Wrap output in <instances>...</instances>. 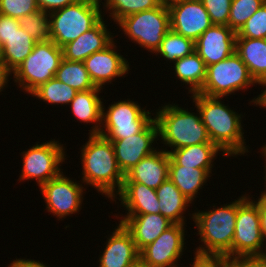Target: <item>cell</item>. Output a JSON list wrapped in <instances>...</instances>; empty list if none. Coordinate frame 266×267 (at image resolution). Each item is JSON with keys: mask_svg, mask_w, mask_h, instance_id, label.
Segmentation results:
<instances>
[{"mask_svg": "<svg viewBox=\"0 0 266 267\" xmlns=\"http://www.w3.org/2000/svg\"><path fill=\"white\" fill-rule=\"evenodd\" d=\"M191 97L211 142L222 150V156L236 157L249 152L242 130V114L225 106L222 97H210L198 92Z\"/></svg>", "mask_w": 266, "mask_h": 267, "instance_id": "6da1fadb", "label": "cell"}, {"mask_svg": "<svg viewBox=\"0 0 266 267\" xmlns=\"http://www.w3.org/2000/svg\"><path fill=\"white\" fill-rule=\"evenodd\" d=\"M81 148L82 182L115 201L125 175L120 170L110 140L100 134H89Z\"/></svg>", "mask_w": 266, "mask_h": 267, "instance_id": "7a4b0ae2", "label": "cell"}, {"mask_svg": "<svg viewBox=\"0 0 266 267\" xmlns=\"http://www.w3.org/2000/svg\"><path fill=\"white\" fill-rule=\"evenodd\" d=\"M214 207L212 210L192 213L191 218L203 244L197 246L194 254L230 258L237 217V200L217 208L214 204Z\"/></svg>", "mask_w": 266, "mask_h": 267, "instance_id": "3957f363", "label": "cell"}, {"mask_svg": "<svg viewBox=\"0 0 266 267\" xmlns=\"http://www.w3.org/2000/svg\"><path fill=\"white\" fill-rule=\"evenodd\" d=\"M161 107L154 116L158 125V137L170 149L212 143L198 109L196 114L173 103H165Z\"/></svg>", "mask_w": 266, "mask_h": 267, "instance_id": "277c9868", "label": "cell"}, {"mask_svg": "<svg viewBox=\"0 0 266 267\" xmlns=\"http://www.w3.org/2000/svg\"><path fill=\"white\" fill-rule=\"evenodd\" d=\"M101 2L102 0H78L49 13L51 41L62 48L95 27L104 19L100 9Z\"/></svg>", "mask_w": 266, "mask_h": 267, "instance_id": "5b68a950", "label": "cell"}, {"mask_svg": "<svg viewBox=\"0 0 266 267\" xmlns=\"http://www.w3.org/2000/svg\"><path fill=\"white\" fill-rule=\"evenodd\" d=\"M63 58V49L53 41L37 42L33 51L13 71L14 82L31 94L42 84L55 77Z\"/></svg>", "mask_w": 266, "mask_h": 267, "instance_id": "8992f818", "label": "cell"}, {"mask_svg": "<svg viewBox=\"0 0 266 267\" xmlns=\"http://www.w3.org/2000/svg\"><path fill=\"white\" fill-rule=\"evenodd\" d=\"M133 43L156 53L170 30V12L166 1L159 7L124 17L117 26Z\"/></svg>", "mask_w": 266, "mask_h": 267, "instance_id": "52a82bcc", "label": "cell"}, {"mask_svg": "<svg viewBox=\"0 0 266 267\" xmlns=\"http://www.w3.org/2000/svg\"><path fill=\"white\" fill-rule=\"evenodd\" d=\"M257 85L251 77L247 65L234 52L218 63L207 66L206 78L202 89L198 92L210 97H226L236 91L245 90Z\"/></svg>", "mask_w": 266, "mask_h": 267, "instance_id": "ba28073f", "label": "cell"}, {"mask_svg": "<svg viewBox=\"0 0 266 267\" xmlns=\"http://www.w3.org/2000/svg\"><path fill=\"white\" fill-rule=\"evenodd\" d=\"M153 114L130 99L114 102L106 111L102 104V124L99 134L108 140L131 137L140 133L154 119Z\"/></svg>", "mask_w": 266, "mask_h": 267, "instance_id": "9c48e42d", "label": "cell"}, {"mask_svg": "<svg viewBox=\"0 0 266 267\" xmlns=\"http://www.w3.org/2000/svg\"><path fill=\"white\" fill-rule=\"evenodd\" d=\"M264 240L261 232L258 205L250 196L237 198V217L232 240V257L264 255ZM265 250V251H263Z\"/></svg>", "mask_w": 266, "mask_h": 267, "instance_id": "30bf717a", "label": "cell"}, {"mask_svg": "<svg viewBox=\"0 0 266 267\" xmlns=\"http://www.w3.org/2000/svg\"><path fill=\"white\" fill-rule=\"evenodd\" d=\"M30 147L22 153L21 180H36L39 187L62 173L61 164L66 160L65 147L55 139Z\"/></svg>", "mask_w": 266, "mask_h": 267, "instance_id": "8fae6325", "label": "cell"}, {"mask_svg": "<svg viewBox=\"0 0 266 267\" xmlns=\"http://www.w3.org/2000/svg\"><path fill=\"white\" fill-rule=\"evenodd\" d=\"M39 189L45 199L47 211L59 220L71 214H77L82 209L85 187L78 181L74 182L66 177L63 172L44 183Z\"/></svg>", "mask_w": 266, "mask_h": 267, "instance_id": "7c38bea8", "label": "cell"}, {"mask_svg": "<svg viewBox=\"0 0 266 267\" xmlns=\"http://www.w3.org/2000/svg\"><path fill=\"white\" fill-rule=\"evenodd\" d=\"M185 224H173L139 252L146 267H178L184 252ZM177 262V263H176Z\"/></svg>", "mask_w": 266, "mask_h": 267, "instance_id": "4fadbf2b", "label": "cell"}, {"mask_svg": "<svg viewBox=\"0 0 266 267\" xmlns=\"http://www.w3.org/2000/svg\"><path fill=\"white\" fill-rule=\"evenodd\" d=\"M170 29L194 42L213 24L201 0H167Z\"/></svg>", "mask_w": 266, "mask_h": 267, "instance_id": "5bb4252c", "label": "cell"}, {"mask_svg": "<svg viewBox=\"0 0 266 267\" xmlns=\"http://www.w3.org/2000/svg\"><path fill=\"white\" fill-rule=\"evenodd\" d=\"M158 138V125L155 118L140 132L131 137L110 140L118 166L125 175L141 159L151 155L157 148L153 147Z\"/></svg>", "mask_w": 266, "mask_h": 267, "instance_id": "9a60e30c", "label": "cell"}, {"mask_svg": "<svg viewBox=\"0 0 266 267\" xmlns=\"http://www.w3.org/2000/svg\"><path fill=\"white\" fill-rule=\"evenodd\" d=\"M115 44L113 40L106 48L93 53L83 61L96 87L103 88L105 83L112 84L113 79L128 74L129 62L117 52Z\"/></svg>", "mask_w": 266, "mask_h": 267, "instance_id": "2e32d148", "label": "cell"}, {"mask_svg": "<svg viewBox=\"0 0 266 267\" xmlns=\"http://www.w3.org/2000/svg\"><path fill=\"white\" fill-rule=\"evenodd\" d=\"M235 48L236 33L226 25L213 24L195 41V51L206 66L225 60Z\"/></svg>", "mask_w": 266, "mask_h": 267, "instance_id": "e0dca14e", "label": "cell"}, {"mask_svg": "<svg viewBox=\"0 0 266 267\" xmlns=\"http://www.w3.org/2000/svg\"><path fill=\"white\" fill-rule=\"evenodd\" d=\"M116 227L107 238L99 267H128L140 259L131 233L120 222Z\"/></svg>", "mask_w": 266, "mask_h": 267, "instance_id": "ac0fdd59", "label": "cell"}, {"mask_svg": "<svg viewBox=\"0 0 266 267\" xmlns=\"http://www.w3.org/2000/svg\"><path fill=\"white\" fill-rule=\"evenodd\" d=\"M121 217L120 223L131 233L139 252L174 224L160 213L126 214Z\"/></svg>", "mask_w": 266, "mask_h": 267, "instance_id": "d6986e66", "label": "cell"}, {"mask_svg": "<svg viewBox=\"0 0 266 267\" xmlns=\"http://www.w3.org/2000/svg\"><path fill=\"white\" fill-rule=\"evenodd\" d=\"M169 163V153L158 148L128 171L125 174L124 182H139L149 188L157 189L168 179Z\"/></svg>", "mask_w": 266, "mask_h": 267, "instance_id": "ffe728a7", "label": "cell"}, {"mask_svg": "<svg viewBox=\"0 0 266 267\" xmlns=\"http://www.w3.org/2000/svg\"><path fill=\"white\" fill-rule=\"evenodd\" d=\"M104 22L106 21L102 19L95 27L64 45L63 58L83 62L93 53L106 48L114 40V36Z\"/></svg>", "mask_w": 266, "mask_h": 267, "instance_id": "44dd1931", "label": "cell"}, {"mask_svg": "<svg viewBox=\"0 0 266 267\" xmlns=\"http://www.w3.org/2000/svg\"><path fill=\"white\" fill-rule=\"evenodd\" d=\"M118 200L127 214H158L159 200L156 189L139 182H124Z\"/></svg>", "mask_w": 266, "mask_h": 267, "instance_id": "7402d4cb", "label": "cell"}, {"mask_svg": "<svg viewBox=\"0 0 266 267\" xmlns=\"http://www.w3.org/2000/svg\"><path fill=\"white\" fill-rule=\"evenodd\" d=\"M235 52L247 65L251 77L257 84L266 80V38L236 37Z\"/></svg>", "mask_w": 266, "mask_h": 267, "instance_id": "603a6c76", "label": "cell"}, {"mask_svg": "<svg viewBox=\"0 0 266 267\" xmlns=\"http://www.w3.org/2000/svg\"><path fill=\"white\" fill-rule=\"evenodd\" d=\"M165 150L169 153V165L188 166L191 168L213 169L217 153L222 151L214 143H202L175 150Z\"/></svg>", "mask_w": 266, "mask_h": 267, "instance_id": "cb8c5ba5", "label": "cell"}, {"mask_svg": "<svg viewBox=\"0 0 266 267\" xmlns=\"http://www.w3.org/2000/svg\"><path fill=\"white\" fill-rule=\"evenodd\" d=\"M102 88L96 87L87 91H79L70 102L73 116L84 123H96L89 130V134H99L102 124V98L98 95Z\"/></svg>", "mask_w": 266, "mask_h": 267, "instance_id": "d4e9b609", "label": "cell"}, {"mask_svg": "<svg viewBox=\"0 0 266 267\" xmlns=\"http://www.w3.org/2000/svg\"><path fill=\"white\" fill-rule=\"evenodd\" d=\"M159 200V213L174 224H186L184 212L192 204L168 178L156 189Z\"/></svg>", "mask_w": 266, "mask_h": 267, "instance_id": "484cf974", "label": "cell"}, {"mask_svg": "<svg viewBox=\"0 0 266 267\" xmlns=\"http://www.w3.org/2000/svg\"><path fill=\"white\" fill-rule=\"evenodd\" d=\"M212 169L191 168L188 166L169 165L168 178L181 193L190 201L197 197L198 191L212 175Z\"/></svg>", "mask_w": 266, "mask_h": 267, "instance_id": "4316f807", "label": "cell"}, {"mask_svg": "<svg viewBox=\"0 0 266 267\" xmlns=\"http://www.w3.org/2000/svg\"><path fill=\"white\" fill-rule=\"evenodd\" d=\"M172 67L178 80L183 84L189 85L188 94L197 93L202 89L206 78L207 66L196 51L178 59Z\"/></svg>", "mask_w": 266, "mask_h": 267, "instance_id": "83f0119b", "label": "cell"}, {"mask_svg": "<svg viewBox=\"0 0 266 267\" xmlns=\"http://www.w3.org/2000/svg\"><path fill=\"white\" fill-rule=\"evenodd\" d=\"M36 43L23 28L19 27L3 44L2 60L14 71L33 51Z\"/></svg>", "mask_w": 266, "mask_h": 267, "instance_id": "f1b7e54d", "label": "cell"}, {"mask_svg": "<svg viewBox=\"0 0 266 267\" xmlns=\"http://www.w3.org/2000/svg\"><path fill=\"white\" fill-rule=\"evenodd\" d=\"M55 77L78 92L96 88L85 68L84 62L62 58Z\"/></svg>", "mask_w": 266, "mask_h": 267, "instance_id": "f546056e", "label": "cell"}, {"mask_svg": "<svg viewBox=\"0 0 266 267\" xmlns=\"http://www.w3.org/2000/svg\"><path fill=\"white\" fill-rule=\"evenodd\" d=\"M78 91L71 86L61 82L56 77L51 78L46 83L35 89L30 95L38 100L50 103L51 105H68L75 98Z\"/></svg>", "mask_w": 266, "mask_h": 267, "instance_id": "4dcf8cb0", "label": "cell"}, {"mask_svg": "<svg viewBox=\"0 0 266 267\" xmlns=\"http://www.w3.org/2000/svg\"><path fill=\"white\" fill-rule=\"evenodd\" d=\"M195 51V42L187 37L175 33L171 29L166 33L156 55H160L166 61L174 63ZM162 55V56H161Z\"/></svg>", "mask_w": 266, "mask_h": 267, "instance_id": "1f68e13d", "label": "cell"}, {"mask_svg": "<svg viewBox=\"0 0 266 267\" xmlns=\"http://www.w3.org/2000/svg\"><path fill=\"white\" fill-rule=\"evenodd\" d=\"M165 0H105L104 8L118 24L124 17L159 7Z\"/></svg>", "mask_w": 266, "mask_h": 267, "instance_id": "d6a6232c", "label": "cell"}, {"mask_svg": "<svg viewBox=\"0 0 266 267\" xmlns=\"http://www.w3.org/2000/svg\"><path fill=\"white\" fill-rule=\"evenodd\" d=\"M19 25L36 42H45L51 40L50 16L42 10L24 15L18 19Z\"/></svg>", "mask_w": 266, "mask_h": 267, "instance_id": "836d02e7", "label": "cell"}, {"mask_svg": "<svg viewBox=\"0 0 266 267\" xmlns=\"http://www.w3.org/2000/svg\"><path fill=\"white\" fill-rule=\"evenodd\" d=\"M266 0H232L228 26L237 33Z\"/></svg>", "mask_w": 266, "mask_h": 267, "instance_id": "e575fe53", "label": "cell"}, {"mask_svg": "<svg viewBox=\"0 0 266 267\" xmlns=\"http://www.w3.org/2000/svg\"><path fill=\"white\" fill-rule=\"evenodd\" d=\"M236 37L266 38V2L245 22Z\"/></svg>", "mask_w": 266, "mask_h": 267, "instance_id": "d590c367", "label": "cell"}, {"mask_svg": "<svg viewBox=\"0 0 266 267\" xmlns=\"http://www.w3.org/2000/svg\"><path fill=\"white\" fill-rule=\"evenodd\" d=\"M39 10L36 0H0V14L12 18H21L24 15Z\"/></svg>", "mask_w": 266, "mask_h": 267, "instance_id": "8d00e7d4", "label": "cell"}, {"mask_svg": "<svg viewBox=\"0 0 266 267\" xmlns=\"http://www.w3.org/2000/svg\"><path fill=\"white\" fill-rule=\"evenodd\" d=\"M232 0H201L212 24L228 26Z\"/></svg>", "mask_w": 266, "mask_h": 267, "instance_id": "74e56055", "label": "cell"}, {"mask_svg": "<svg viewBox=\"0 0 266 267\" xmlns=\"http://www.w3.org/2000/svg\"><path fill=\"white\" fill-rule=\"evenodd\" d=\"M229 267H266V254L228 258Z\"/></svg>", "mask_w": 266, "mask_h": 267, "instance_id": "f35d334b", "label": "cell"}, {"mask_svg": "<svg viewBox=\"0 0 266 267\" xmlns=\"http://www.w3.org/2000/svg\"><path fill=\"white\" fill-rule=\"evenodd\" d=\"M194 256L191 267H229L227 257Z\"/></svg>", "mask_w": 266, "mask_h": 267, "instance_id": "ab89813d", "label": "cell"}, {"mask_svg": "<svg viewBox=\"0 0 266 267\" xmlns=\"http://www.w3.org/2000/svg\"><path fill=\"white\" fill-rule=\"evenodd\" d=\"M19 27L20 25L17 18L0 14V40L2 44H4L6 39Z\"/></svg>", "mask_w": 266, "mask_h": 267, "instance_id": "60d3db41", "label": "cell"}, {"mask_svg": "<svg viewBox=\"0 0 266 267\" xmlns=\"http://www.w3.org/2000/svg\"><path fill=\"white\" fill-rule=\"evenodd\" d=\"M78 0H36L40 10L51 13L65 6L74 4Z\"/></svg>", "mask_w": 266, "mask_h": 267, "instance_id": "b9f144b4", "label": "cell"}, {"mask_svg": "<svg viewBox=\"0 0 266 267\" xmlns=\"http://www.w3.org/2000/svg\"><path fill=\"white\" fill-rule=\"evenodd\" d=\"M254 202L258 205L261 232H262L263 240L265 242L266 241V200L261 197H258V200Z\"/></svg>", "mask_w": 266, "mask_h": 267, "instance_id": "7bdbcfd3", "label": "cell"}, {"mask_svg": "<svg viewBox=\"0 0 266 267\" xmlns=\"http://www.w3.org/2000/svg\"><path fill=\"white\" fill-rule=\"evenodd\" d=\"M8 267H49L45 264H43V262L40 261H36L33 259H17L13 260L12 263L9 264Z\"/></svg>", "mask_w": 266, "mask_h": 267, "instance_id": "ee69618b", "label": "cell"}, {"mask_svg": "<svg viewBox=\"0 0 266 267\" xmlns=\"http://www.w3.org/2000/svg\"><path fill=\"white\" fill-rule=\"evenodd\" d=\"M13 74V71L5 64L3 60H0V92L4 90L8 84L9 76Z\"/></svg>", "mask_w": 266, "mask_h": 267, "instance_id": "f6af8a7d", "label": "cell"}, {"mask_svg": "<svg viewBox=\"0 0 266 267\" xmlns=\"http://www.w3.org/2000/svg\"><path fill=\"white\" fill-rule=\"evenodd\" d=\"M260 85L263 87L266 86V80L264 82H262ZM261 92L262 93L260 95H258L257 98L255 97L254 99H252V101L250 103L253 102L254 105H259L263 108H266V87Z\"/></svg>", "mask_w": 266, "mask_h": 267, "instance_id": "bcb514c9", "label": "cell"}, {"mask_svg": "<svg viewBox=\"0 0 266 267\" xmlns=\"http://www.w3.org/2000/svg\"><path fill=\"white\" fill-rule=\"evenodd\" d=\"M128 267H146L142 261L139 259L138 261H136L135 263H133L132 265L128 266Z\"/></svg>", "mask_w": 266, "mask_h": 267, "instance_id": "7dc6e473", "label": "cell"}, {"mask_svg": "<svg viewBox=\"0 0 266 267\" xmlns=\"http://www.w3.org/2000/svg\"><path fill=\"white\" fill-rule=\"evenodd\" d=\"M264 167H265L264 168L265 169V177H264V180L266 181V165ZM265 187H266V185H265ZM265 190L264 191H261L260 197L266 200V191Z\"/></svg>", "mask_w": 266, "mask_h": 267, "instance_id": "c3c4849f", "label": "cell"}, {"mask_svg": "<svg viewBox=\"0 0 266 267\" xmlns=\"http://www.w3.org/2000/svg\"><path fill=\"white\" fill-rule=\"evenodd\" d=\"M262 152H260L261 153V155L262 156H264L265 157V161H266V144L262 147V150H261ZM266 163V162H265Z\"/></svg>", "mask_w": 266, "mask_h": 267, "instance_id": "681fc988", "label": "cell"}, {"mask_svg": "<svg viewBox=\"0 0 266 267\" xmlns=\"http://www.w3.org/2000/svg\"><path fill=\"white\" fill-rule=\"evenodd\" d=\"M2 56H3V44L0 40V60H2Z\"/></svg>", "mask_w": 266, "mask_h": 267, "instance_id": "f907efd6", "label": "cell"}]
</instances>
